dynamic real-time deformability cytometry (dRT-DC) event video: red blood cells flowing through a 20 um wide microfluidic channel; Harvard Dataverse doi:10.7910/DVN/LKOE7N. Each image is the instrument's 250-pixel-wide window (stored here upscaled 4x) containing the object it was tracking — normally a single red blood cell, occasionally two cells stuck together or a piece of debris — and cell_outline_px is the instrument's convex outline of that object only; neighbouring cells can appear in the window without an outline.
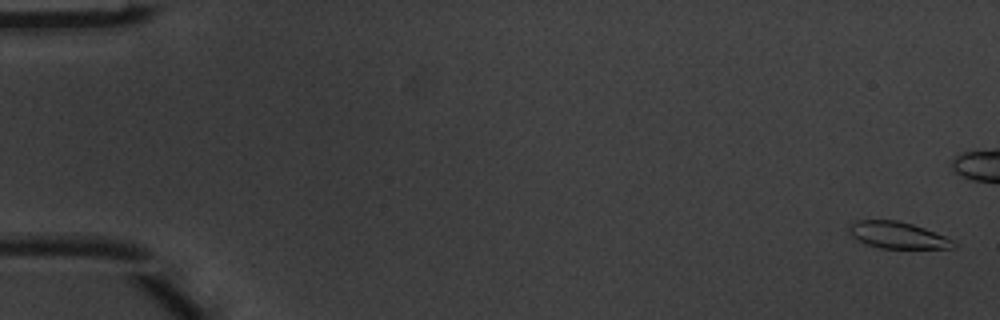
{"species": "common noctule bat (a hibernating species)", "species_latin": "Nyctalus noctula", "temperature_condition": "warm", "stored_images_in_passage": 6, "camera_frame_rate_fps": 3000, "um_per_image_px": 0.085, "animal": {"sex": "male", "body_mass_g": 20.1, "forearm_length_mm": 53.5}, "frame": {"image": 1, "passage_image": 1, "time_ms": 0.0, "image_size_px": [1000, 320], "cell_outline_px": [[956, 248], [880, 248], [864, 244], [852, 236], [848, 232], [848, 224], [856, 220], [896, 220], [912, 224], [924, 228], [944, 236], [952, 240], [956, 244]], "centroid_in_image_um": [76.24, 19.98], "position_along_channel_um": 8.8, "area_um2": 16.24}}